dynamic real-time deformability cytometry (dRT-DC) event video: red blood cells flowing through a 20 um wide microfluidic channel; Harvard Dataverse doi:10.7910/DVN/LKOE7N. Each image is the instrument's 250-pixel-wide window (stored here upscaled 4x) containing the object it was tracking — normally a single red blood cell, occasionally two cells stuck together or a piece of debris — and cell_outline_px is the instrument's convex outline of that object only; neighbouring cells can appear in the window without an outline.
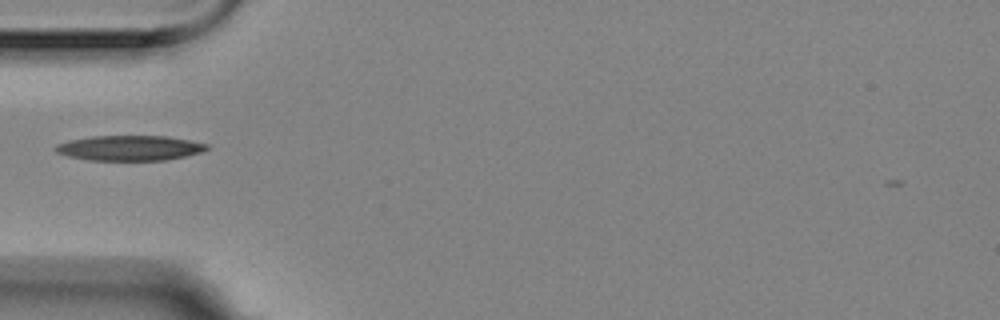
{"species": "Egyptian fruit bat (a non-hibernating species)", "species_latin": "Rousettus aegyptiacus", "temperature_condition": "room temperature", "stored_images_in_passage": 36, "camera_frame_rate_fps": 3000, "um_per_image_px": 0.085, "animal": {"sex": "female"}, "frame": {"image": 1, "passage_image": 1, "time_ms": 0.0, "image_size_px": [1000, 320], "cell_outline_px": [[208, 148], [200, 152], [184, 156], [164, 160], [88, 160], [68, 156], [56, 152], [52, 148], [56, 144], [72, 140], [92, 136], [168, 136], [208, 144]], "centroid_in_image_um": [10.98, 12.58], "position_along_channel_um": 74.0, "area_um2": 21.96}}
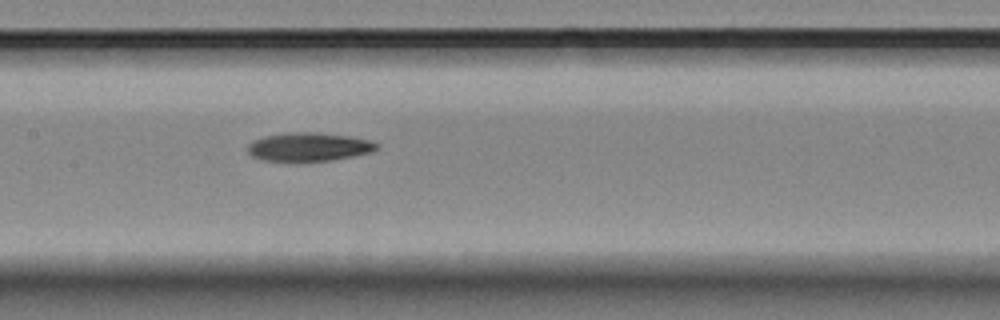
{"frame": {"image": 2, "passage_image": 10, "time_ms": 3.0, "image_size_px": [1000, 320], "cell_outline_px": [[380, 148], [372, 152], [332, 160], [296, 164], [264, 160], [252, 156], [248, 152], [248, 144], [252, 140], [264, 136], [288, 132], [316, 132], [348, 136], [368, 140], [380, 144]], "centroid_in_image_um": [26.22, 12.52], "position_along_channel_um": 181.2, "area_um2": 22.25}}
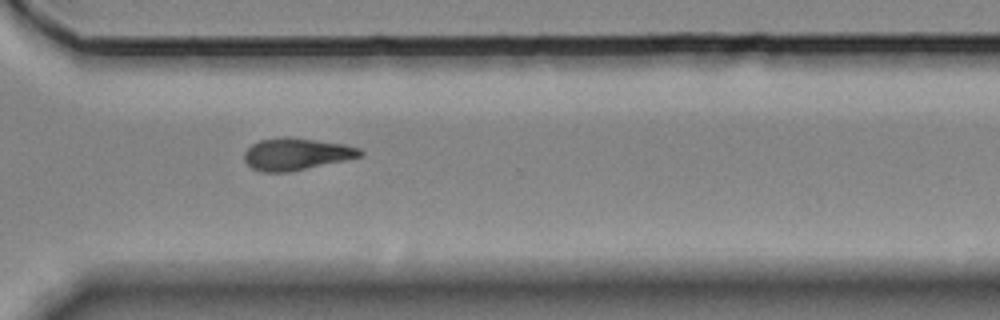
{"frame": {"image": 3, "passage_image": 24, "time_ms": 7.667, "image_size_px": [1000, 320], "cell_outline_px": [[364, 152], [360, 156], [344, 160], [288, 172], [264, 172], [252, 168], [244, 160], [244, 152], [252, 144], [260, 140], [284, 136], [288, 136], [344, 144], [360, 148]], "centroid_in_image_um": [25.16, 13.08], "position_along_channel_um": 345.4, "area_um2": 21.44}}